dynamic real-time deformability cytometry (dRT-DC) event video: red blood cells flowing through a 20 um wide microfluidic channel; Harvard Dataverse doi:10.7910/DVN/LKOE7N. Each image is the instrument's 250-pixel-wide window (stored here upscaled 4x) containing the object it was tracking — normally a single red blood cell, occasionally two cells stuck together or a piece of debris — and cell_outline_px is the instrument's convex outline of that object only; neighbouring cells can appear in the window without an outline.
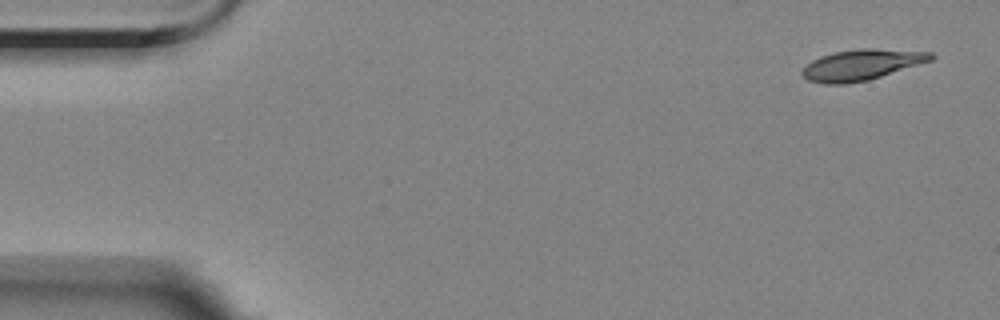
{"species": "Egyptian fruit bat (a non-hibernating species)", "species_latin": "Rousettus aegyptiacus", "temperature_condition": "room temperature", "stored_images_in_passage": 5, "segment_of_instrument_passage": [1, 2], "camera_frame_rate_fps": 3000, "um_per_image_px": 0.085, "animal": {"sex": "female"}, "frame": {"image": 1, "passage_image": 1, "time_ms": 0.0, "image_size_px": [1000, 320], "cell_outline_px": [[936, 56], [932, 60], [868, 80], [844, 84], [824, 84], [808, 80], [800, 72], [812, 60], [820, 56], [836, 52], [860, 48], [872, 48], [932, 52]], "centroid_in_image_um": [73.24, 5.5], "position_along_channel_um": 11.8, "area_um2": 22.89}}
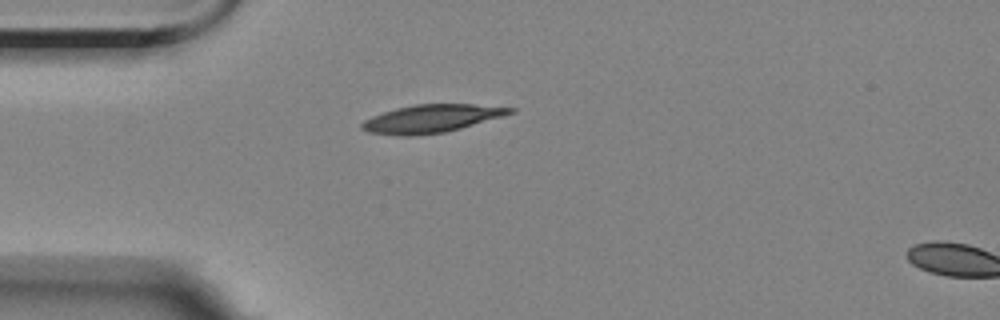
{"frame": {"image": 2, "passage_image": 4, "time_ms": 4.0, "image_size_px": [1000, 320], "cell_outline_px": [[516, 112], [460, 128], [444, 132], [412, 136], [404, 136], [368, 132], [360, 128], [360, 124], [364, 120], [372, 116], [396, 108], [416, 104], [472, 104], [516, 108]], "centroid_in_image_um": [36.65, 10.08], "position_along_channel_um": 48.3, "area_um2": 23.93}}